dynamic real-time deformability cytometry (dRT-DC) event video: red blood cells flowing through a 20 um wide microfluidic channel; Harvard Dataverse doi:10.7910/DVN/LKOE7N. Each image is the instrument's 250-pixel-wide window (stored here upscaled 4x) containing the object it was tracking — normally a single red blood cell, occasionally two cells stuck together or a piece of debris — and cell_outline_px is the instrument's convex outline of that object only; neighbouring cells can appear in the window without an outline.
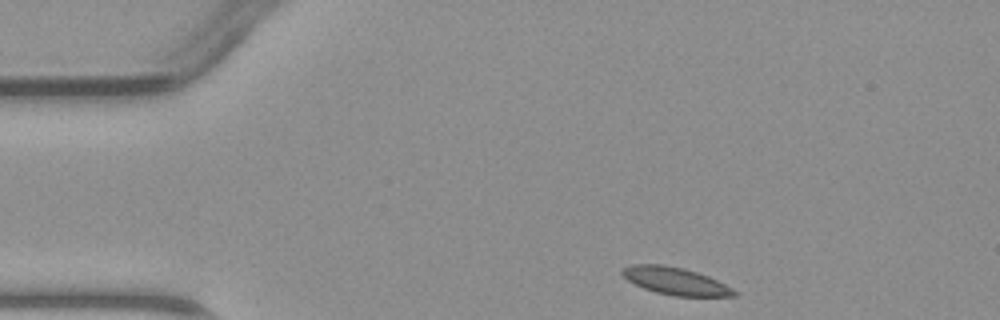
{"species": "common noctule bat (a hibernating species)", "species_latin": "Nyctalus noctula", "temperature_condition": "warm", "stored_images_in_passage": 3, "camera_frame_rate_fps": 3000, "um_per_image_px": 0.085, "animal": {"sex": "male", "body_mass_g": 23.1, "forearm_length_mm": 52.7}, "frame": {"image": 1, "passage_image": 1, "time_ms": 0.0, "image_size_px": [1000, 320], "cell_outline_px": [[740, 292], [736, 296], [676, 296], [656, 292], [644, 288], [628, 280], [620, 272], [624, 268], [636, 264], [660, 264], [684, 268], [708, 276]], "centroid_in_image_um": [57.45, 23.89], "position_along_channel_um": 27.6, "area_um2": 17.63}}
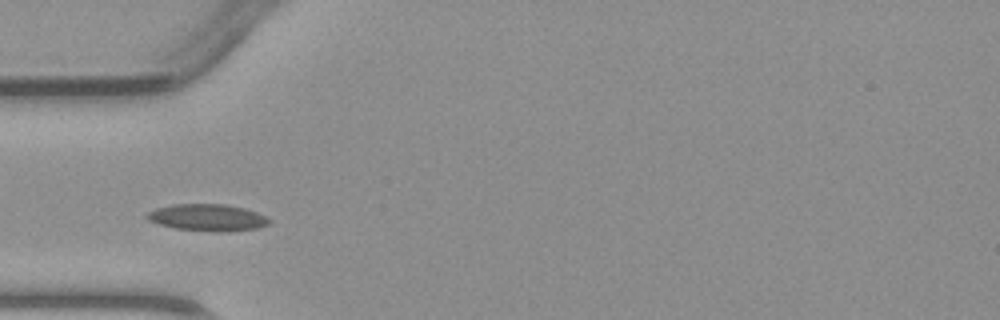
{"frame": {"image": 2, "passage_image": 3, "time_ms": 2.333, "image_size_px": [1000, 320], "cell_outline_px": [[272, 220], [268, 224], [256, 228], [228, 232], [176, 228], [160, 224], [148, 220], [144, 216], [148, 212], [156, 208], [172, 204], [224, 204], [244, 208], [256, 212]], "centroid_in_image_um": [17.63, 18.48], "position_along_channel_um": 67.4, "area_um2": 18.9}}